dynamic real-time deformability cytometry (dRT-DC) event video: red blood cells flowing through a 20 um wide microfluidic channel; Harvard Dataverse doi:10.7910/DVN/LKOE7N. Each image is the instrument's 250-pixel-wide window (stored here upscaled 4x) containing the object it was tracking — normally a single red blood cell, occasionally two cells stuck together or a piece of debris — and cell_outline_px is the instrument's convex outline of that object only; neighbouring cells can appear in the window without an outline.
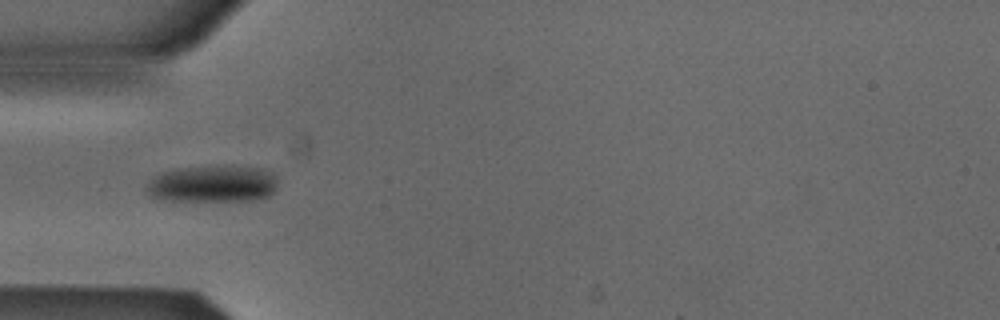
{"species": "Egyptian fruit bat (a non-hibernating species)", "species_latin": "Rousettus aegyptiacus", "temperature_condition": "cold", "stored_images_in_passage": 17, "camera_frame_rate_fps": 3000, "um_per_image_px": 0.085, "animal": {"sex": "male"}, "frame": {"image": 1, "passage_image": 1, "time_ms": 0.0, "image_size_px": [1000, 320], "cell_outline_px": [[276, 188], [268, 196], [252, 200], [164, 200], [152, 196], [148, 192], [148, 180], [152, 176], [160, 172], [172, 168], [224, 164], [232, 164], [264, 168], [272, 172], [276, 176]], "centroid_in_image_um": [18.09, 15.57], "position_along_channel_um": 66.9, "area_um2": 28.9}}
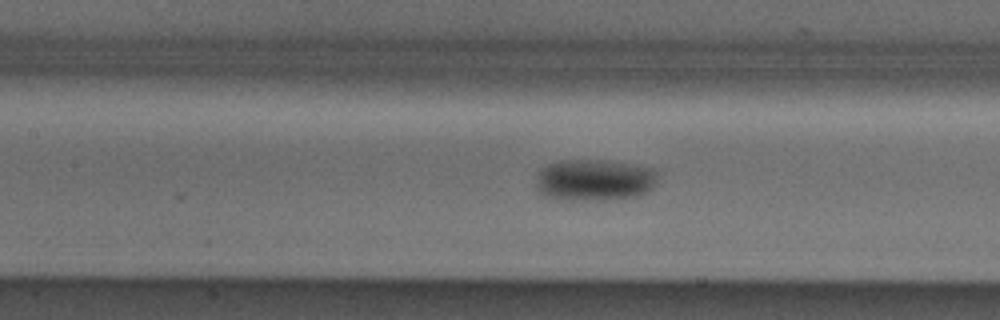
{"frame": {"image": 2, "passage_image": 8, "time_ms": 2.333, "image_size_px": [1000, 320], "cell_outline_px": [[660, 176], [652, 188], [648, 192], [640, 196], [604, 200], [568, 200], [544, 196], [536, 188], [536, 172], [540, 168], [548, 164], [560, 160], [608, 160], [656, 168]], "centroid_in_image_um": [50.55, 15.29], "position_along_channel_um": 156.8, "area_um2": 30.29}}
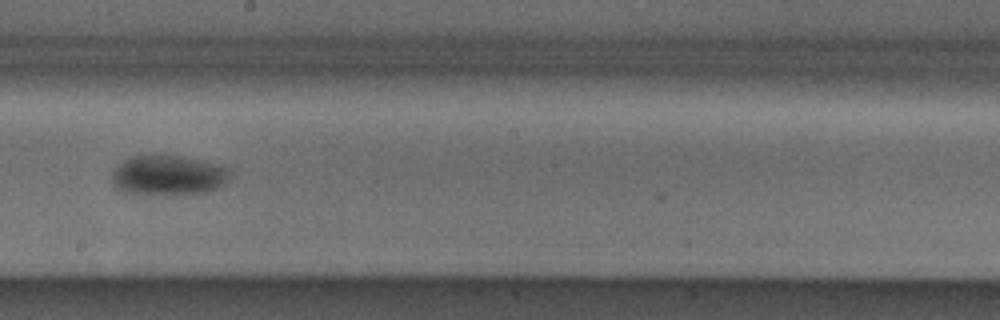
{"frame": {"image": 3, "passage_image": 14, "time_ms": 4.333, "image_size_px": [1000, 320], "cell_outline_px": [[228, 176], [224, 184], [220, 188], [208, 192], [164, 196], [124, 192], [116, 188], [112, 184], [112, 172], [124, 160], [132, 156], [180, 156], [200, 160], [228, 168]], "centroid_in_image_um": [14.27, 14.94], "position_along_channel_um": 233.9, "area_um2": 27.51}}